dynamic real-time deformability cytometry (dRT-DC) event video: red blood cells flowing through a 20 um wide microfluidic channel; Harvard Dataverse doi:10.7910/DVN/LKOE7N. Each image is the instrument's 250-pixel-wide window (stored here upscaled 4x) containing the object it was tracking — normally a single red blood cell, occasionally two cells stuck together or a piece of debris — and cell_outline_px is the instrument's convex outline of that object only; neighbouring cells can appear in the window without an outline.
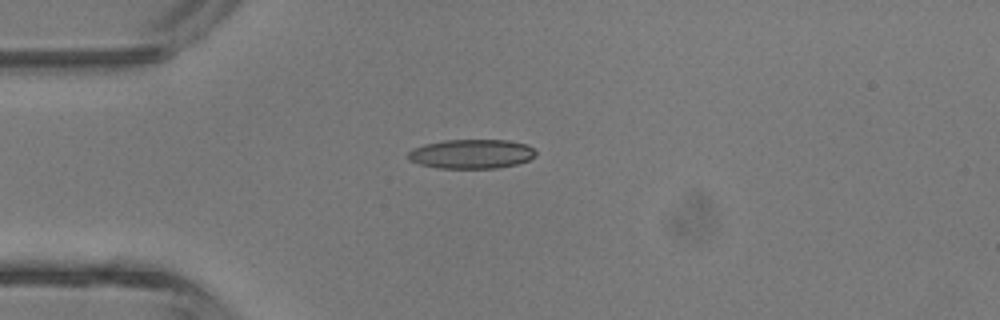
{"species": "common noctule bat (a hibernating species)", "species_latin": "Nyctalus noctula", "temperature_condition": "room temperature", "stored_images_in_passage": 1, "camera_frame_rate_fps": 3000, "um_per_image_px": 0.085, "animal": {"sex": "male", "body_mass_g": 13.3}, "frame": {"image": 1, "passage_image": 1, "time_ms": 0.0, "image_size_px": [1000, 320], "cell_outline_px": [[536, 156], [528, 160], [516, 164], [496, 168], [440, 168], [420, 164], [408, 160], [408, 152], [412, 148], [424, 144], [444, 140], [508, 140], [528, 144], [536, 152]], "centroid_in_image_um": [40.07, 13.08], "position_along_channel_um": 44.9, "area_um2": 21.85}}